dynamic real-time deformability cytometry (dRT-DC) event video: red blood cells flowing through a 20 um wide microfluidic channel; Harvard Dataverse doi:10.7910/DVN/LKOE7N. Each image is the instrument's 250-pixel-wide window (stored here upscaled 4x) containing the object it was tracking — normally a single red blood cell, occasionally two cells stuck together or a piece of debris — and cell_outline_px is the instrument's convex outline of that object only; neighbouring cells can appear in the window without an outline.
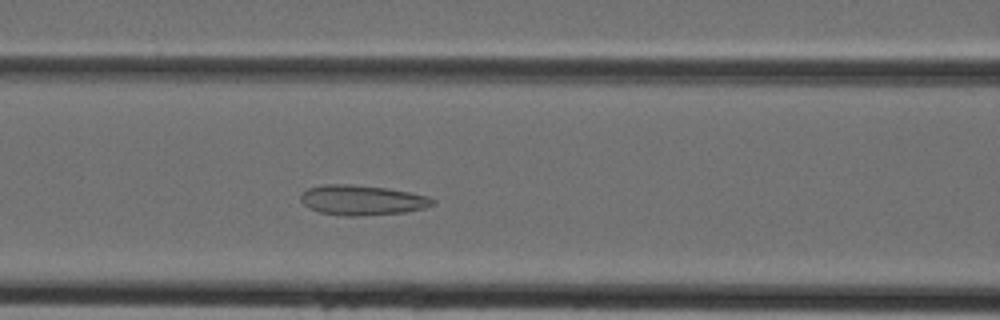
{"species": "Egyptian fruit bat (a non-hibernating species)", "species_latin": "Rousettus aegyptiacus", "temperature_condition": "cold", "stored_images_in_passage": 41, "camera_frame_rate_fps": 3000, "um_per_image_px": 0.085, "animal": {"sex": "female"}, "frame": {"image": 1, "passage_image": 14, "time_ms": 4.333, "image_size_px": [1000, 320], "cell_outline_px": [[436, 204], [424, 208], [404, 212], [356, 216], [340, 216], [320, 212], [308, 208], [300, 200], [300, 196], [308, 188], [324, 184], [348, 184], [388, 188], [428, 196], [436, 200]], "centroid_in_image_um": [30.78, 17.01], "position_along_channel_um": 135.8, "area_um2": 23.12}}
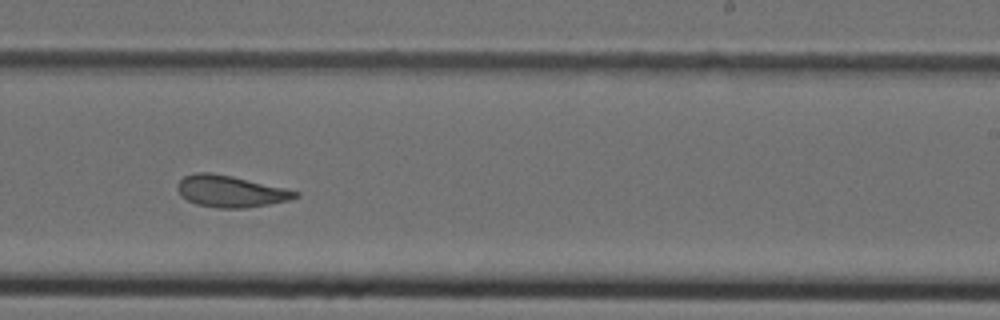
{"frame": {"image": 2, "passage_image": 23, "time_ms": 7.333, "image_size_px": [1000, 320], "cell_outline_px": [[300, 196], [288, 200], [268, 204], [244, 208], [216, 208], [196, 204], [180, 196], [176, 188], [176, 184], [184, 176], [196, 172], [212, 172], [232, 176], [300, 192]], "centroid_in_image_um": [19.54, 16.26], "position_along_channel_um": 269.5, "area_um2": 21.68}}
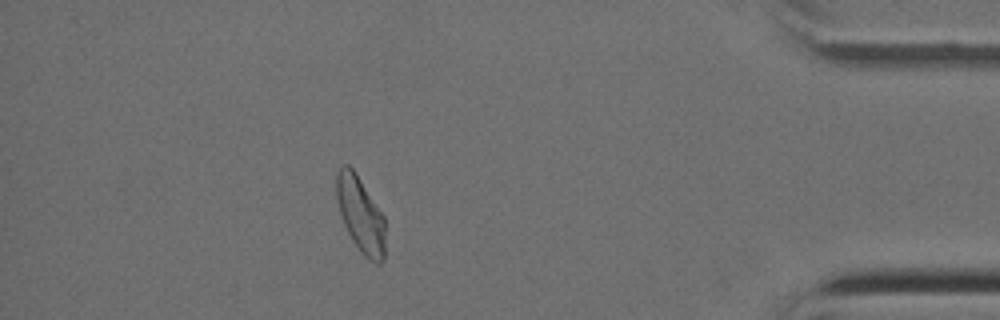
{"frame": {"image": 3, "passage_image": 35, "time_ms": 11.333, "image_size_px": [1000, 320], "cell_outline_px": [[384, 260], [380, 264], [376, 264], [364, 256], [360, 252], [352, 240], [340, 216], [336, 200], [336, 172], [340, 164], [348, 164], [356, 172], [384, 216]], "centroid_in_image_um": [30.62, 18.21], "position_along_channel_um": 404.6, "area_um2": 21.79}}